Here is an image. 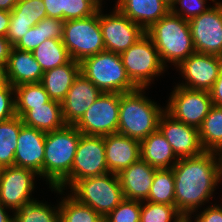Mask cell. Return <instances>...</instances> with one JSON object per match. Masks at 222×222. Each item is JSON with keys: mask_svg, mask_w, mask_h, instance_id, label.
I'll return each instance as SVG.
<instances>
[{"mask_svg": "<svg viewBox=\"0 0 222 222\" xmlns=\"http://www.w3.org/2000/svg\"><path fill=\"white\" fill-rule=\"evenodd\" d=\"M96 222H107L106 217H101L98 221Z\"/></svg>", "mask_w": 222, "mask_h": 222, "instance_id": "52", "label": "cell"}, {"mask_svg": "<svg viewBox=\"0 0 222 222\" xmlns=\"http://www.w3.org/2000/svg\"><path fill=\"white\" fill-rule=\"evenodd\" d=\"M169 7L176 1V0H163Z\"/></svg>", "mask_w": 222, "mask_h": 222, "instance_id": "51", "label": "cell"}, {"mask_svg": "<svg viewBox=\"0 0 222 222\" xmlns=\"http://www.w3.org/2000/svg\"><path fill=\"white\" fill-rule=\"evenodd\" d=\"M15 115V89L10 83H7L0 88V122Z\"/></svg>", "mask_w": 222, "mask_h": 222, "instance_id": "39", "label": "cell"}, {"mask_svg": "<svg viewBox=\"0 0 222 222\" xmlns=\"http://www.w3.org/2000/svg\"><path fill=\"white\" fill-rule=\"evenodd\" d=\"M108 172L103 136L81 133L71 172L56 188L67 192L81 179Z\"/></svg>", "mask_w": 222, "mask_h": 222, "instance_id": "9", "label": "cell"}, {"mask_svg": "<svg viewBox=\"0 0 222 222\" xmlns=\"http://www.w3.org/2000/svg\"><path fill=\"white\" fill-rule=\"evenodd\" d=\"M173 87L165 111L174 119L199 129L213 105L209 91Z\"/></svg>", "mask_w": 222, "mask_h": 222, "instance_id": "10", "label": "cell"}, {"mask_svg": "<svg viewBox=\"0 0 222 222\" xmlns=\"http://www.w3.org/2000/svg\"><path fill=\"white\" fill-rule=\"evenodd\" d=\"M141 201L124 199L106 217L107 222H140Z\"/></svg>", "mask_w": 222, "mask_h": 222, "instance_id": "35", "label": "cell"}, {"mask_svg": "<svg viewBox=\"0 0 222 222\" xmlns=\"http://www.w3.org/2000/svg\"><path fill=\"white\" fill-rule=\"evenodd\" d=\"M102 92L81 72L61 102L63 121L75 125Z\"/></svg>", "mask_w": 222, "mask_h": 222, "instance_id": "18", "label": "cell"}, {"mask_svg": "<svg viewBox=\"0 0 222 222\" xmlns=\"http://www.w3.org/2000/svg\"><path fill=\"white\" fill-rule=\"evenodd\" d=\"M51 205L36 199L13 213L14 222H60L59 199Z\"/></svg>", "mask_w": 222, "mask_h": 222, "instance_id": "31", "label": "cell"}, {"mask_svg": "<svg viewBox=\"0 0 222 222\" xmlns=\"http://www.w3.org/2000/svg\"><path fill=\"white\" fill-rule=\"evenodd\" d=\"M13 213L14 212L12 210L6 208L0 202V222H14V214Z\"/></svg>", "mask_w": 222, "mask_h": 222, "instance_id": "46", "label": "cell"}, {"mask_svg": "<svg viewBox=\"0 0 222 222\" xmlns=\"http://www.w3.org/2000/svg\"><path fill=\"white\" fill-rule=\"evenodd\" d=\"M141 159L157 169H171L179 160L159 130L140 141Z\"/></svg>", "mask_w": 222, "mask_h": 222, "instance_id": "25", "label": "cell"}, {"mask_svg": "<svg viewBox=\"0 0 222 222\" xmlns=\"http://www.w3.org/2000/svg\"><path fill=\"white\" fill-rule=\"evenodd\" d=\"M13 45L6 37H0V66L4 67L7 65L8 58Z\"/></svg>", "mask_w": 222, "mask_h": 222, "instance_id": "44", "label": "cell"}, {"mask_svg": "<svg viewBox=\"0 0 222 222\" xmlns=\"http://www.w3.org/2000/svg\"><path fill=\"white\" fill-rule=\"evenodd\" d=\"M24 125L33 127L43 132H51L63 128L61 103L50 100L44 105L32 106L22 117Z\"/></svg>", "mask_w": 222, "mask_h": 222, "instance_id": "26", "label": "cell"}, {"mask_svg": "<svg viewBox=\"0 0 222 222\" xmlns=\"http://www.w3.org/2000/svg\"><path fill=\"white\" fill-rule=\"evenodd\" d=\"M145 90L148 88L120 93L118 133L138 141L158 130L160 117L165 112V106L151 100Z\"/></svg>", "mask_w": 222, "mask_h": 222, "instance_id": "2", "label": "cell"}, {"mask_svg": "<svg viewBox=\"0 0 222 222\" xmlns=\"http://www.w3.org/2000/svg\"><path fill=\"white\" fill-rule=\"evenodd\" d=\"M10 24V12L0 10V37H6Z\"/></svg>", "mask_w": 222, "mask_h": 222, "instance_id": "45", "label": "cell"}, {"mask_svg": "<svg viewBox=\"0 0 222 222\" xmlns=\"http://www.w3.org/2000/svg\"><path fill=\"white\" fill-rule=\"evenodd\" d=\"M219 199L222 200V197H219ZM186 222H222V201L220 204L214 201V204L206 205L199 211L194 212Z\"/></svg>", "mask_w": 222, "mask_h": 222, "instance_id": "40", "label": "cell"}, {"mask_svg": "<svg viewBox=\"0 0 222 222\" xmlns=\"http://www.w3.org/2000/svg\"><path fill=\"white\" fill-rule=\"evenodd\" d=\"M97 11L88 0H65V21L86 18Z\"/></svg>", "mask_w": 222, "mask_h": 222, "instance_id": "37", "label": "cell"}, {"mask_svg": "<svg viewBox=\"0 0 222 222\" xmlns=\"http://www.w3.org/2000/svg\"><path fill=\"white\" fill-rule=\"evenodd\" d=\"M62 42L72 60L85 58L105 51L100 27V10L86 18L64 21Z\"/></svg>", "mask_w": 222, "mask_h": 222, "instance_id": "8", "label": "cell"}, {"mask_svg": "<svg viewBox=\"0 0 222 222\" xmlns=\"http://www.w3.org/2000/svg\"><path fill=\"white\" fill-rule=\"evenodd\" d=\"M158 130L171 145L178 159L194 157L204 152L199 129L174 119L166 111L160 117Z\"/></svg>", "mask_w": 222, "mask_h": 222, "instance_id": "16", "label": "cell"}, {"mask_svg": "<svg viewBox=\"0 0 222 222\" xmlns=\"http://www.w3.org/2000/svg\"><path fill=\"white\" fill-rule=\"evenodd\" d=\"M145 201L175 206L174 173L171 169H157L149 195Z\"/></svg>", "mask_w": 222, "mask_h": 222, "instance_id": "33", "label": "cell"}, {"mask_svg": "<svg viewBox=\"0 0 222 222\" xmlns=\"http://www.w3.org/2000/svg\"><path fill=\"white\" fill-rule=\"evenodd\" d=\"M113 10V11H112ZM111 12L100 10V27L105 50L121 54L132 46L145 31L123 15L115 6Z\"/></svg>", "mask_w": 222, "mask_h": 222, "instance_id": "15", "label": "cell"}, {"mask_svg": "<svg viewBox=\"0 0 222 222\" xmlns=\"http://www.w3.org/2000/svg\"><path fill=\"white\" fill-rule=\"evenodd\" d=\"M145 33L151 38L167 69L172 65L176 68L188 56L196 52L189 21L171 11L154 23Z\"/></svg>", "mask_w": 222, "mask_h": 222, "instance_id": "3", "label": "cell"}, {"mask_svg": "<svg viewBox=\"0 0 222 222\" xmlns=\"http://www.w3.org/2000/svg\"><path fill=\"white\" fill-rule=\"evenodd\" d=\"M108 171L119 174L141 158L140 141L114 133L103 136Z\"/></svg>", "mask_w": 222, "mask_h": 222, "instance_id": "19", "label": "cell"}, {"mask_svg": "<svg viewBox=\"0 0 222 222\" xmlns=\"http://www.w3.org/2000/svg\"><path fill=\"white\" fill-rule=\"evenodd\" d=\"M140 222H186L174 205L141 201Z\"/></svg>", "mask_w": 222, "mask_h": 222, "instance_id": "34", "label": "cell"}, {"mask_svg": "<svg viewBox=\"0 0 222 222\" xmlns=\"http://www.w3.org/2000/svg\"><path fill=\"white\" fill-rule=\"evenodd\" d=\"M14 89L15 113L20 118L32 109V106L44 105L51 100L40 82L22 84L14 87Z\"/></svg>", "mask_w": 222, "mask_h": 222, "instance_id": "32", "label": "cell"}, {"mask_svg": "<svg viewBox=\"0 0 222 222\" xmlns=\"http://www.w3.org/2000/svg\"><path fill=\"white\" fill-rule=\"evenodd\" d=\"M46 132L22 125L17 139L14 166L30 169L44 181Z\"/></svg>", "mask_w": 222, "mask_h": 222, "instance_id": "17", "label": "cell"}, {"mask_svg": "<svg viewBox=\"0 0 222 222\" xmlns=\"http://www.w3.org/2000/svg\"><path fill=\"white\" fill-rule=\"evenodd\" d=\"M221 66L222 57L195 52L175 68L182 77L175 84L192 90L209 91L218 78Z\"/></svg>", "mask_w": 222, "mask_h": 222, "instance_id": "14", "label": "cell"}, {"mask_svg": "<svg viewBox=\"0 0 222 222\" xmlns=\"http://www.w3.org/2000/svg\"><path fill=\"white\" fill-rule=\"evenodd\" d=\"M5 68L0 66V88L7 84Z\"/></svg>", "mask_w": 222, "mask_h": 222, "instance_id": "48", "label": "cell"}, {"mask_svg": "<svg viewBox=\"0 0 222 222\" xmlns=\"http://www.w3.org/2000/svg\"><path fill=\"white\" fill-rule=\"evenodd\" d=\"M115 7L144 31L163 18L170 7L163 0H114Z\"/></svg>", "mask_w": 222, "mask_h": 222, "instance_id": "22", "label": "cell"}, {"mask_svg": "<svg viewBox=\"0 0 222 222\" xmlns=\"http://www.w3.org/2000/svg\"><path fill=\"white\" fill-rule=\"evenodd\" d=\"M50 190L61 196L59 198L60 222H96L101 218L91 207L79 203L68 192L57 188H50Z\"/></svg>", "mask_w": 222, "mask_h": 222, "instance_id": "28", "label": "cell"}, {"mask_svg": "<svg viewBox=\"0 0 222 222\" xmlns=\"http://www.w3.org/2000/svg\"><path fill=\"white\" fill-rule=\"evenodd\" d=\"M32 54L43 72L63 66L71 60L62 39H46L32 51Z\"/></svg>", "mask_w": 222, "mask_h": 222, "instance_id": "29", "label": "cell"}, {"mask_svg": "<svg viewBox=\"0 0 222 222\" xmlns=\"http://www.w3.org/2000/svg\"><path fill=\"white\" fill-rule=\"evenodd\" d=\"M91 4H93L98 10H104L103 4L105 3L104 0H88ZM104 2V3H102Z\"/></svg>", "mask_w": 222, "mask_h": 222, "instance_id": "49", "label": "cell"}, {"mask_svg": "<svg viewBox=\"0 0 222 222\" xmlns=\"http://www.w3.org/2000/svg\"><path fill=\"white\" fill-rule=\"evenodd\" d=\"M204 151L218 153L222 148V106L212 105L199 128Z\"/></svg>", "mask_w": 222, "mask_h": 222, "instance_id": "27", "label": "cell"}, {"mask_svg": "<svg viewBox=\"0 0 222 222\" xmlns=\"http://www.w3.org/2000/svg\"><path fill=\"white\" fill-rule=\"evenodd\" d=\"M46 7L47 17L65 21V0H43Z\"/></svg>", "mask_w": 222, "mask_h": 222, "instance_id": "42", "label": "cell"}, {"mask_svg": "<svg viewBox=\"0 0 222 222\" xmlns=\"http://www.w3.org/2000/svg\"><path fill=\"white\" fill-rule=\"evenodd\" d=\"M80 72V63L71 59L63 66L45 71L40 83L51 100L61 103Z\"/></svg>", "mask_w": 222, "mask_h": 222, "instance_id": "24", "label": "cell"}, {"mask_svg": "<svg viewBox=\"0 0 222 222\" xmlns=\"http://www.w3.org/2000/svg\"><path fill=\"white\" fill-rule=\"evenodd\" d=\"M67 192L101 217L107 216L124 200L118 175L111 172L81 179Z\"/></svg>", "mask_w": 222, "mask_h": 222, "instance_id": "5", "label": "cell"}, {"mask_svg": "<svg viewBox=\"0 0 222 222\" xmlns=\"http://www.w3.org/2000/svg\"><path fill=\"white\" fill-rule=\"evenodd\" d=\"M217 154H218V157H219L220 165L222 166V148L220 149V151Z\"/></svg>", "mask_w": 222, "mask_h": 222, "instance_id": "50", "label": "cell"}, {"mask_svg": "<svg viewBox=\"0 0 222 222\" xmlns=\"http://www.w3.org/2000/svg\"><path fill=\"white\" fill-rule=\"evenodd\" d=\"M156 170L157 168L140 158L117 174L124 199L145 201L149 195Z\"/></svg>", "mask_w": 222, "mask_h": 222, "instance_id": "20", "label": "cell"}, {"mask_svg": "<svg viewBox=\"0 0 222 222\" xmlns=\"http://www.w3.org/2000/svg\"><path fill=\"white\" fill-rule=\"evenodd\" d=\"M81 132L74 125L46 133L44 181L56 188L71 172Z\"/></svg>", "mask_w": 222, "mask_h": 222, "instance_id": "4", "label": "cell"}, {"mask_svg": "<svg viewBox=\"0 0 222 222\" xmlns=\"http://www.w3.org/2000/svg\"><path fill=\"white\" fill-rule=\"evenodd\" d=\"M7 82L13 87L38 83L44 74L32 52L12 47L7 65L5 66Z\"/></svg>", "mask_w": 222, "mask_h": 222, "instance_id": "23", "label": "cell"}, {"mask_svg": "<svg viewBox=\"0 0 222 222\" xmlns=\"http://www.w3.org/2000/svg\"><path fill=\"white\" fill-rule=\"evenodd\" d=\"M120 56L128 78L137 88L149 89L157 77L166 73L167 68L146 33Z\"/></svg>", "mask_w": 222, "mask_h": 222, "instance_id": "7", "label": "cell"}, {"mask_svg": "<svg viewBox=\"0 0 222 222\" xmlns=\"http://www.w3.org/2000/svg\"><path fill=\"white\" fill-rule=\"evenodd\" d=\"M64 20L46 17L43 19V32L46 39H62Z\"/></svg>", "mask_w": 222, "mask_h": 222, "instance_id": "41", "label": "cell"}, {"mask_svg": "<svg viewBox=\"0 0 222 222\" xmlns=\"http://www.w3.org/2000/svg\"><path fill=\"white\" fill-rule=\"evenodd\" d=\"M189 27L197 53L222 57V0L190 19Z\"/></svg>", "mask_w": 222, "mask_h": 222, "instance_id": "13", "label": "cell"}, {"mask_svg": "<svg viewBox=\"0 0 222 222\" xmlns=\"http://www.w3.org/2000/svg\"><path fill=\"white\" fill-rule=\"evenodd\" d=\"M38 178L39 175L30 169L16 166L1 168L0 202L15 212L38 199L33 196Z\"/></svg>", "mask_w": 222, "mask_h": 222, "instance_id": "12", "label": "cell"}, {"mask_svg": "<svg viewBox=\"0 0 222 222\" xmlns=\"http://www.w3.org/2000/svg\"><path fill=\"white\" fill-rule=\"evenodd\" d=\"M84 74L102 93H127L137 89L128 78L120 54L103 51L80 62Z\"/></svg>", "mask_w": 222, "mask_h": 222, "instance_id": "6", "label": "cell"}, {"mask_svg": "<svg viewBox=\"0 0 222 222\" xmlns=\"http://www.w3.org/2000/svg\"><path fill=\"white\" fill-rule=\"evenodd\" d=\"M22 119L14 117L0 122V167L14 166L17 139L22 127Z\"/></svg>", "mask_w": 222, "mask_h": 222, "instance_id": "30", "label": "cell"}, {"mask_svg": "<svg viewBox=\"0 0 222 222\" xmlns=\"http://www.w3.org/2000/svg\"><path fill=\"white\" fill-rule=\"evenodd\" d=\"M209 94L213 105L222 106V66L220 68L218 78L209 90Z\"/></svg>", "mask_w": 222, "mask_h": 222, "instance_id": "43", "label": "cell"}, {"mask_svg": "<svg viewBox=\"0 0 222 222\" xmlns=\"http://www.w3.org/2000/svg\"><path fill=\"white\" fill-rule=\"evenodd\" d=\"M120 93H102L74 125L84 135L118 133Z\"/></svg>", "mask_w": 222, "mask_h": 222, "instance_id": "11", "label": "cell"}, {"mask_svg": "<svg viewBox=\"0 0 222 222\" xmlns=\"http://www.w3.org/2000/svg\"><path fill=\"white\" fill-rule=\"evenodd\" d=\"M47 17L43 0H19L10 12V24L6 38L14 46L18 40Z\"/></svg>", "mask_w": 222, "mask_h": 222, "instance_id": "21", "label": "cell"}, {"mask_svg": "<svg viewBox=\"0 0 222 222\" xmlns=\"http://www.w3.org/2000/svg\"><path fill=\"white\" fill-rule=\"evenodd\" d=\"M19 0H0V10L11 12Z\"/></svg>", "mask_w": 222, "mask_h": 222, "instance_id": "47", "label": "cell"}, {"mask_svg": "<svg viewBox=\"0 0 222 222\" xmlns=\"http://www.w3.org/2000/svg\"><path fill=\"white\" fill-rule=\"evenodd\" d=\"M172 170L175 207L186 220L219 194L215 191L222 184V166L216 152L180 158Z\"/></svg>", "mask_w": 222, "mask_h": 222, "instance_id": "1", "label": "cell"}, {"mask_svg": "<svg viewBox=\"0 0 222 222\" xmlns=\"http://www.w3.org/2000/svg\"><path fill=\"white\" fill-rule=\"evenodd\" d=\"M46 38L43 32V19L31 27L29 31L13 46L19 50L32 52L38 45H40Z\"/></svg>", "mask_w": 222, "mask_h": 222, "instance_id": "38", "label": "cell"}, {"mask_svg": "<svg viewBox=\"0 0 222 222\" xmlns=\"http://www.w3.org/2000/svg\"><path fill=\"white\" fill-rule=\"evenodd\" d=\"M208 1L215 3L218 0H176L171 5L170 11L189 21L213 6L212 3L207 4L209 3Z\"/></svg>", "mask_w": 222, "mask_h": 222, "instance_id": "36", "label": "cell"}]
</instances>
